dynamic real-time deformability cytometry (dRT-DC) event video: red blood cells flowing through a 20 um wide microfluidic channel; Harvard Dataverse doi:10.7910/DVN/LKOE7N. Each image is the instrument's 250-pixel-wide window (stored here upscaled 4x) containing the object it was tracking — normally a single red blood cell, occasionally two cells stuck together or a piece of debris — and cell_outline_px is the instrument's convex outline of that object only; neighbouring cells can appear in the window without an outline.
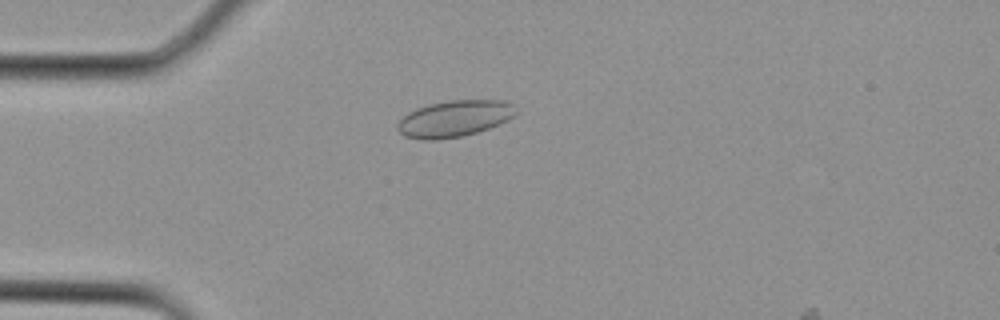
{"species": "Egyptian fruit bat (a non-hibernating species)", "species_latin": "Rousettus aegyptiacus", "temperature_condition": "cold", "stored_images_in_passage": 2, "camera_frame_rate_fps": 3000, "um_per_image_px": 0.085, "animal": {"sex": "female"}, "frame": {"image": 1, "passage_image": 1, "time_ms": 0.0, "image_size_px": [1000, 320], "cell_outline_px": [[516, 116], [500, 124], [476, 132], [460, 136], [436, 140], [420, 140], [404, 136], [396, 128], [396, 124], [408, 112], [416, 108], [428, 104], [448, 100], [508, 100], [512, 104], [516, 112]], "centroid_in_image_um": [38.62, 10.08], "position_along_channel_um": 46.4, "area_um2": 25.32}}